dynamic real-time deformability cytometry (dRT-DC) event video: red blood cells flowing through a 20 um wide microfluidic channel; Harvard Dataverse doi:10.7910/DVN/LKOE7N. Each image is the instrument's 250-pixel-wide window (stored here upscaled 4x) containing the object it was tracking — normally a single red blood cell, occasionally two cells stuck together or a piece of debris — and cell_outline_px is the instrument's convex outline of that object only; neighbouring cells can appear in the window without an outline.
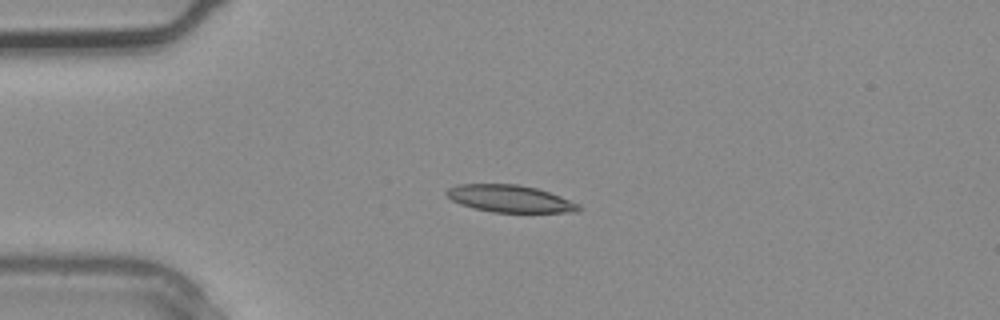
{"species": "common noctule bat (a hibernating species)", "species_latin": "Nyctalus noctula", "temperature_condition": "warm", "stored_images_in_passage": 3, "camera_frame_rate_fps": 3000, "um_per_image_px": 0.085, "animal": {"sex": "male", "body_mass_g": 20.4}, "frame": {"image": 1, "passage_image": 2, "time_ms": 0.333, "image_size_px": [1000, 320], "cell_outline_px": [[580, 212], [492, 212], [460, 204], [452, 200], [444, 192], [448, 188], [460, 184], [516, 184], [536, 188], [560, 196], [580, 204]], "centroid_in_image_um": [43.35, 16.89], "position_along_channel_um": 41.7, "area_um2": 20.75}}
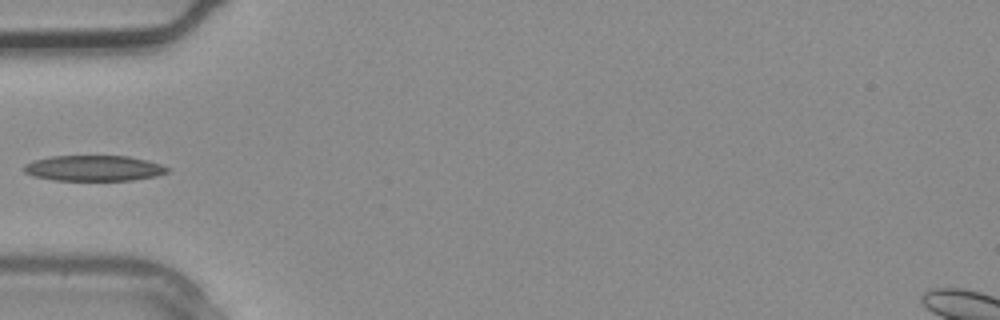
{"frame": {"image": 2, "passage_image": 3, "time_ms": 0.667, "image_size_px": [1000, 320], "cell_outline_px": [[172, 168], [168, 172], [156, 176], [132, 180], [52, 180], [32, 176], [24, 172], [24, 164], [32, 160], [52, 156], [128, 156], [148, 160]], "centroid_in_image_um": [7.98, 14.29], "position_along_channel_um": 77.0, "area_um2": 21.56}}